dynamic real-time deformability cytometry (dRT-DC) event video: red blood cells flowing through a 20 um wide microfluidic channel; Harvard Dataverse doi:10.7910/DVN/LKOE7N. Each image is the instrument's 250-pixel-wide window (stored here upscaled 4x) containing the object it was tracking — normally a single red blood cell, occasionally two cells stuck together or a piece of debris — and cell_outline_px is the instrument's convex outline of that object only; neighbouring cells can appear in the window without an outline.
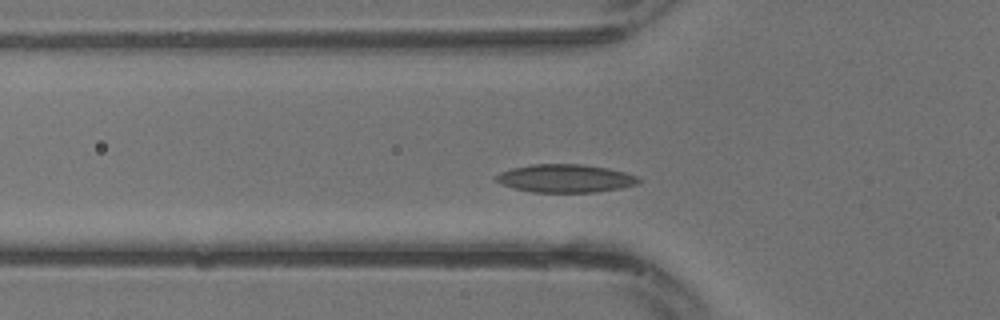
{"species": "common noctule bat (a hibernating species)", "species_latin": "Nyctalus noctula", "temperature_condition": "warm", "stored_images_in_passage": 5, "segment_of_instrument_passage": [1, 2], "camera_frame_rate_fps": 3000, "um_per_image_px": 0.085, "animal": {"sex": "male", "body_mass_g": 13.3}, "frame": {"image": 1, "passage_image": 3, "time_ms": 0.667, "image_size_px": [1000, 320], "cell_outline_px": [[640, 180], [636, 184], [620, 188], [596, 192], [532, 192], [512, 188], [496, 180], [496, 176], [500, 172], [512, 168], [532, 164], [580, 164], [608, 168], [624, 172], [636, 176]], "centroid_in_image_um": [48.04, 15.16], "position_along_channel_um": 77.8, "area_um2": 23.12}}